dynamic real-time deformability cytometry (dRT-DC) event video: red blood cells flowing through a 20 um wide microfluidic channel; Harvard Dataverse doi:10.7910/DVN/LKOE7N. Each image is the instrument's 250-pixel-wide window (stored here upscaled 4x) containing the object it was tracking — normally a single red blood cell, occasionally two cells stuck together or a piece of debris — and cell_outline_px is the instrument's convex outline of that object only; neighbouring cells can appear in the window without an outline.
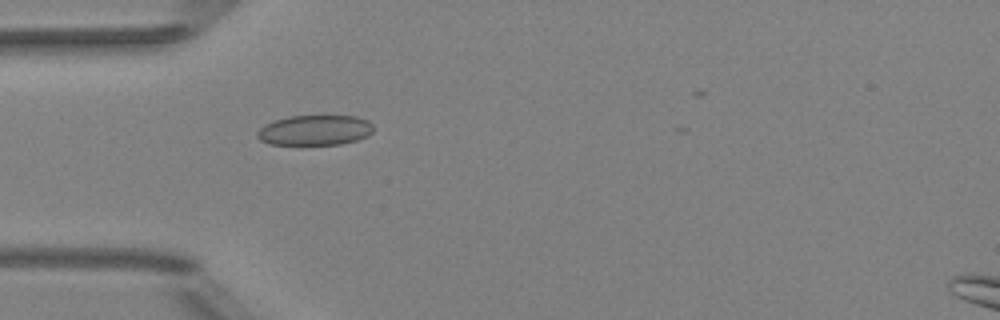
{"species": "Egyptian fruit bat (a non-hibernating species)", "species_latin": "Rousettus aegyptiacus", "temperature_condition": "room temperature", "stored_images_in_passage": 34, "camera_frame_rate_fps": 3000, "um_per_image_px": 0.085, "animal": {"sex": "female"}, "frame": {"image": 1, "passage_image": 3, "time_ms": 0.667, "image_size_px": [1000, 320], "cell_outline_px": [[372, 132], [368, 136], [356, 140], [340, 144], [300, 148], [268, 144], [260, 140], [256, 136], [256, 132], [264, 124], [272, 120], [288, 116], [356, 116], [368, 120], [372, 124]], "centroid_in_image_um": [26.68, 11.12], "position_along_channel_um": 58.3, "area_um2": 21.56}}
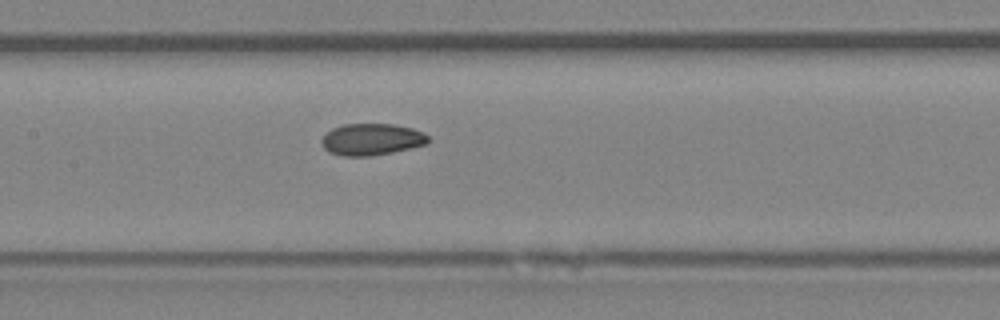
{"frame": {"image": 2, "passage_image": 12, "time_ms": 3.667, "image_size_px": [1000, 320], "cell_outline_px": [[432, 140], [428, 144], [392, 152], [372, 156], [344, 156], [328, 152], [320, 144], [320, 140], [332, 128], [344, 124], [392, 124], [412, 128], [424, 132]], "centroid_in_image_um": [31.6, 11.85], "position_along_channel_um": 175.8, "area_um2": 19.88}}
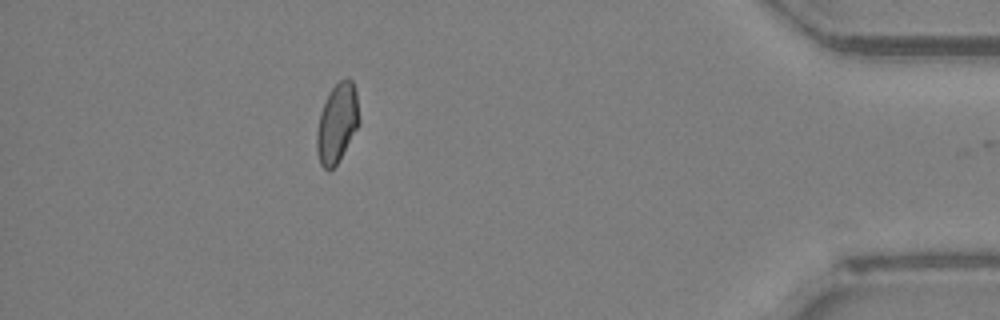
{"frame": {"image": 3, "passage_image": 33, "time_ms": 10.667, "image_size_px": [1000, 320], "cell_outline_px": [[360, 124], [336, 164], [328, 172], [320, 164], [316, 152], [316, 132], [320, 112], [328, 92], [340, 80], [348, 76], [352, 80], [356, 92], [360, 120]], "centroid_in_image_um": [28.64, 10.45], "position_along_channel_um": 406.6, "area_um2": 19.77}, "authors_computed_cell_mechanics": {"area_um2": 19.5075, "velocity_mm_per_s": 4.0351, "shape_relaxation_time_tau1_ms": 9.5671, "shape_relaxation_time_tau2_ms": 1.3206, "deformation_change_tau1": 0.1585, "deformation_change_tau2": 0.041}}